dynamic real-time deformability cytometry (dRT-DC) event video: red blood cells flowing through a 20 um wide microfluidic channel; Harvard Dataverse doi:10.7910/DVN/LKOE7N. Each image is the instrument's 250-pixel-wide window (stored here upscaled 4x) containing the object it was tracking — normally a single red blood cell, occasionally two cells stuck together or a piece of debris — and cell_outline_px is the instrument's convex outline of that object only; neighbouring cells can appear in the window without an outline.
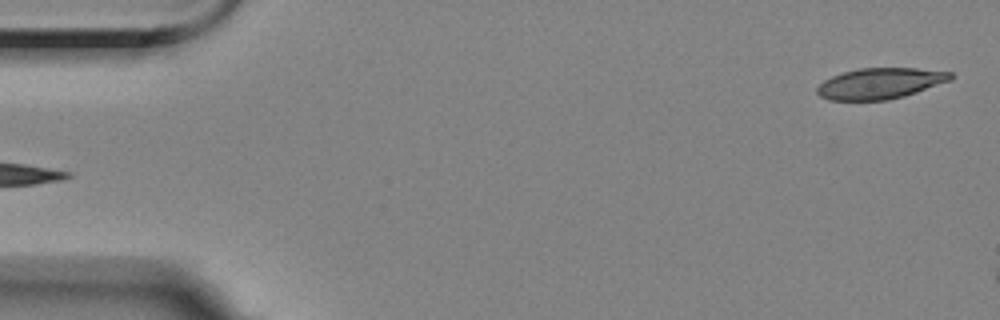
{"species": "Egyptian fruit bat (a non-hibernating species)", "species_latin": "Rousettus aegyptiacus", "temperature_condition": "room temperature", "stored_images_in_passage": 5, "segment_of_instrument_passage": [2, 2], "camera_frame_rate_fps": 3000, "um_per_image_px": 0.085, "animal": {"sex": "female"}, "frame": {"image": 1, "passage_image": 5, "time_ms": 5.667, "image_size_px": [1000, 320], "cell_outline_px": [[956, 76], [952, 80], [904, 96], [888, 100], [828, 100], [820, 96], [816, 92], [816, 88], [824, 80], [832, 76], [844, 72], [860, 68], [916, 68], [952, 72]], "centroid_in_image_um": [74.83, 7.09], "position_along_channel_um": 10.2, "area_um2": 24.1}}